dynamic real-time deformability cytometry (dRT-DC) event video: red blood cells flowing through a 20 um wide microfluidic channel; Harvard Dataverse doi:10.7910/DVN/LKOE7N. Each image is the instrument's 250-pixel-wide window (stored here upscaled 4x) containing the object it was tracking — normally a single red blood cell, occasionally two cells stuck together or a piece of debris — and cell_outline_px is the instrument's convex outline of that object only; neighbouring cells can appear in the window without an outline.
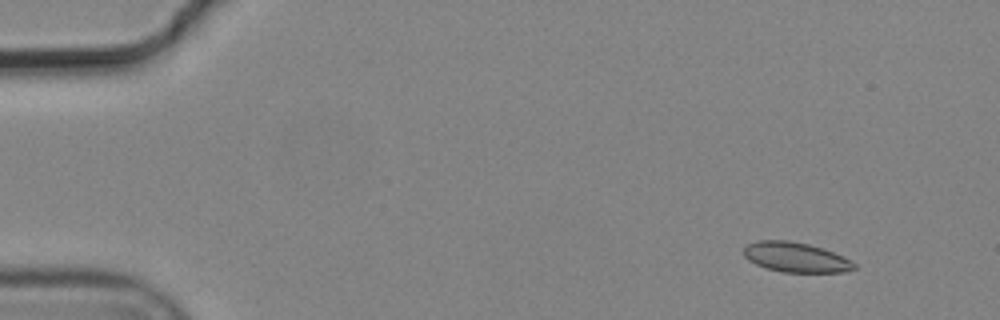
{"species": "common noctule bat (a hibernating species)", "species_latin": "Nyctalus noctula", "temperature_condition": "cold", "stored_images_in_passage": 6, "camera_frame_rate_fps": 3000, "um_per_image_px": 0.085, "animal": {"sex": "male", "body_mass_g": 19.2, "forearm_length_mm": 51.8}, "frame": {"image": 1, "passage_image": 2, "time_ms": 0.333, "image_size_px": [1000, 320], "cell_outline_px": [[856, 268], [844, 272], [784, 272], [768, 268], [756, 264], [748, 260], [744, 256], [744, 248], [748, 244], [760, 240], [788, 240], [808, 244], [832, 252], [856, 264]], "centroid_in_image_um": [67.6, 21.87], "position_along_channel_um": 17.4, "area_um2": 18.84}}